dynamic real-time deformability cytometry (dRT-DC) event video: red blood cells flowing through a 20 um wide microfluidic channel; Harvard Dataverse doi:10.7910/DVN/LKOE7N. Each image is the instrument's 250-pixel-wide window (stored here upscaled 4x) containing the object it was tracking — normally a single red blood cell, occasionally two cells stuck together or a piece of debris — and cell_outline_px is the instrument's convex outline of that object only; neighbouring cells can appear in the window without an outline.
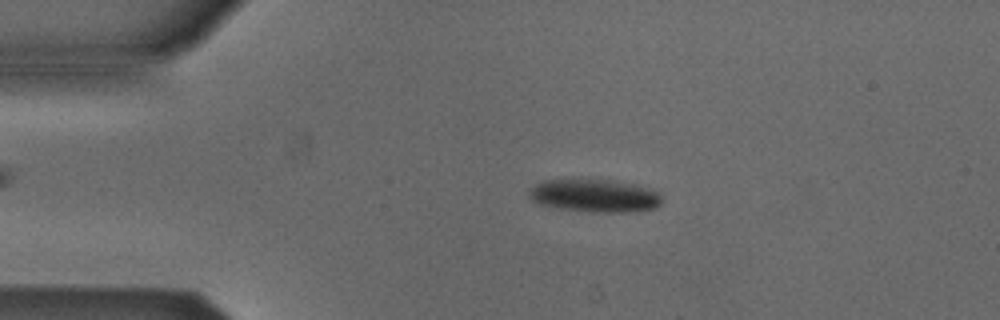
{"species": "Egyptian fruit bat (a non-hibernating species)", "species_latin": "Rousettus aegyptiacus", "temperature_condition": "cold", "stored_images_in_passage": 52, "camera_frame_rate_fps": 3000, "um_per_image_px": 0.085, "animal": {"sex": "male"}, "frame": {"image": 1, "passage_image": 10, "time_ms": 3.0, "image_size_px": [1000, 320], "cell_outline_px": [[660, 204], [656, 208], [636, 212], [592, 212], [560, 208], [540, 204], [532, 200], [528, 196], [528, 188], [544, 180], [580, 176], [608, 180], [632, 184], [648, 188], [656, 192], [660, 196]], "centroid_in_image_um": [50.47, 16.59], "position_along_channel_um": 34.5, "area_um2": 26.18}}
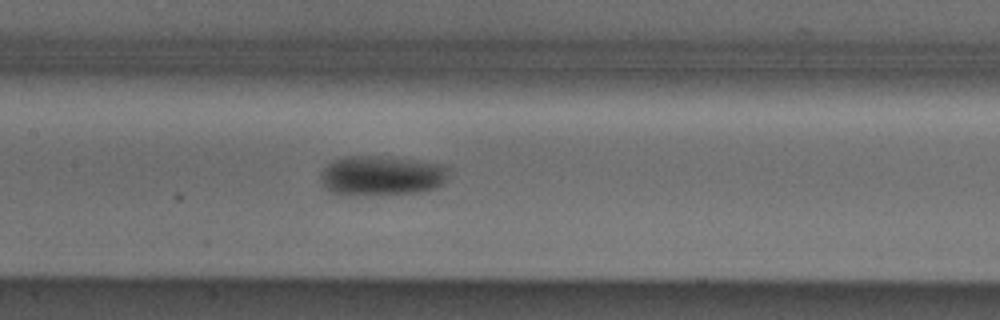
{"frame": {"image": 2, "passage_image": 24, "time_ms": 7.667, "image_size_px": [1000, 320], "cell_outline_px": [[448, 172], [444, 184], [436, 188], [416, 192], [360, 196], [340, 196], [328, 192], [320, 176], [320, 172], [332, 160], [344, 156], [380, 156], [444, 164], [448, 168]], "centroid_in_image_um": [32.38, 14.95], "position_along_channel_um": 175.0, "area_um2": 30.17}}
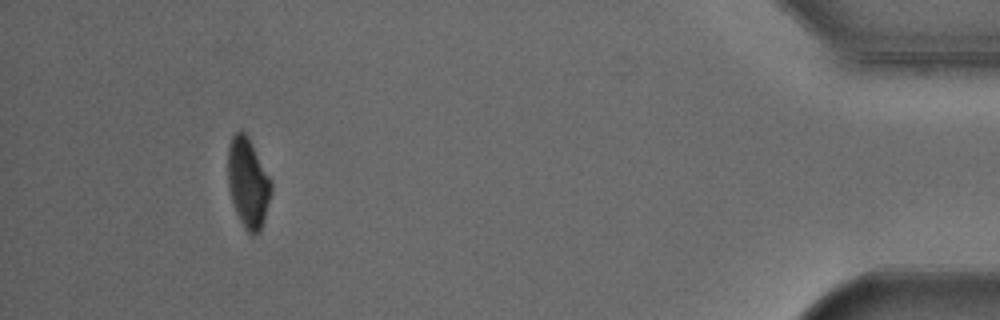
{"frame": {"image": 3, "passage_image": 48, "time_ms": 15.667, "image_size_px": [1000, 320], "cell_outline_px": [[272, 192], [264, 220], [260, 232], [252, 236], [244, 228], [236, 212], [228, 188], [228, 144], [232, 136], [240, 128], [244, 132], [272, 180]], "centroid_in_image_um": [21.08, 15.57], "position_along_channel_um": 414.1, "area_um2": 22.66}, "authors_computed_cell_mechanics": {"area_um2": 25.9522, "velocity_mm_per_s": 3.8522, "shape_relaxation_time_tau1_ms": 10.3976, "shape_relaxation_time_tau2_ms": null, "deformation_change_tau1": 0.1845, "deformation_change_tau2": null}}